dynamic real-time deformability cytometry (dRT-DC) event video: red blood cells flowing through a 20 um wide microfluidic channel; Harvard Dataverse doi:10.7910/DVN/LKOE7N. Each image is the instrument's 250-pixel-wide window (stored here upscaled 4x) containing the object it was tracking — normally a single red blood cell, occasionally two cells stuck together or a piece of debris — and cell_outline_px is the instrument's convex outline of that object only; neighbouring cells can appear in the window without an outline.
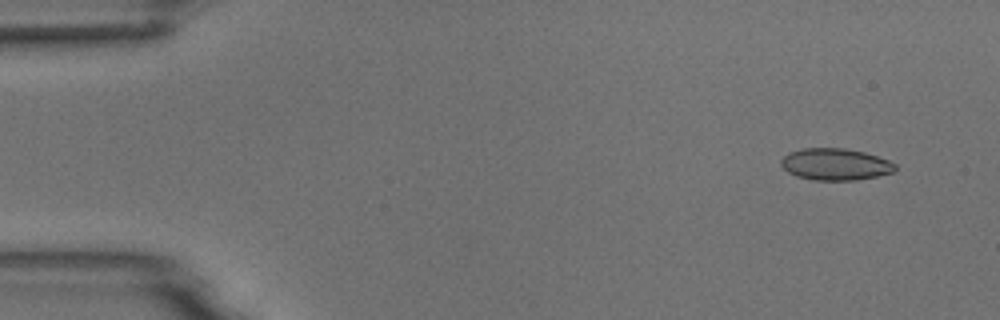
{"species": "common noctule bat (a hibernating species)", "species_latin": "Nyctalus noctula", "temperature_condition": "room temperature", "stored_images_in_passage": 51, "camera_frame_rate_fps": 3000, "um_per_image_px": 0.085, "animal": {"sex": "male", "body_mass_g": 18.8}, "frame": {"image": 1, "passage_image": 1, "time_ms": 0.0, "image_size_px": [1000, 320], "cell_outline_px": [[896, 172], [856, 180], [812, 180], [796, 176], [788, 172], [780, 164], [780, 160], [788, 152], [804, 148], [844, 148], [864, 152], [888, 160], [896, 164]], "centroid_in_image_um": [71.0, 13.97], "position_along_channel_um": 14.0, "area_um2": 21.21}}
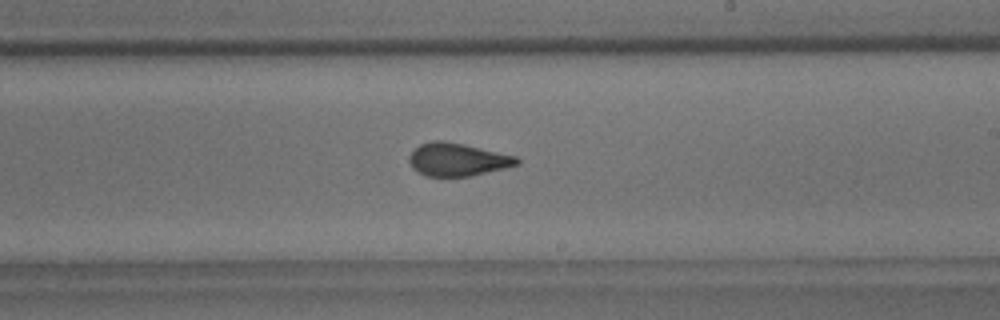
{"frame": {"image": 2, "passage_image": 29, "time_ms": 9.333, "image_size_px": [1000, 320], "cell_outline_px": [[520, 164], [504, 168], [468, 176], [428, 176], [412, 168], [408, 160], [408, 156], [420, 144], [432, 140], [444, 140], [464, 144], [516, 156], [520, 160]], "centroid_in_image_um": [38.87, 13.54], "position_along_channel_um": 250.1, "area_um2": 20.52}}
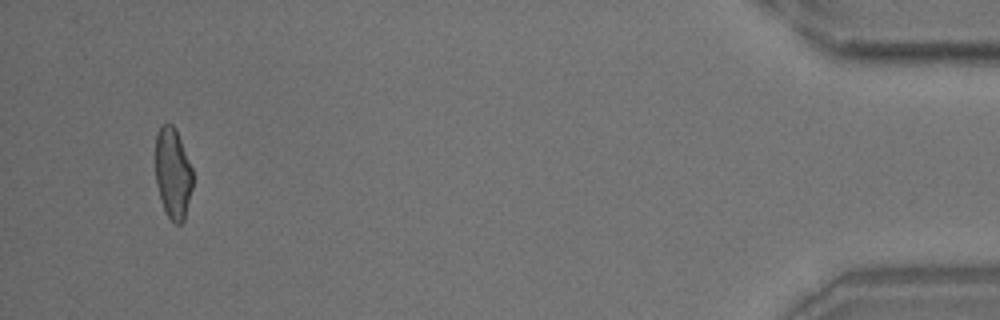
{"frame": {"image": 3, "passage_image": 49, "time_ms": 16.0, "image_size_px": [1000, 320], "cell_outline_px": [[192, 188], [184, 220], [180, 224], [176, 224], [168, 216], [160, 200], [156, 184], [156, 136], [160, 124], [172, 124], [176, 128], [192, 168]], "centroid_in_image_um": [14.69, 14.71], "position_along_channel_um": 420.5, "area_um2": 19.71}, "authors_computed_cell_mechanics": {"area_um2": 20.9236, "velocity_mm_per_s": 3.7059, "shape_relaxation_time_tau1_ms": 9.0182, "shape_relaxation_time_tau2_ms": 1.0275, "deformation_change_tau1": 0.1957, "deformation_change_tau2": 0.0739}}